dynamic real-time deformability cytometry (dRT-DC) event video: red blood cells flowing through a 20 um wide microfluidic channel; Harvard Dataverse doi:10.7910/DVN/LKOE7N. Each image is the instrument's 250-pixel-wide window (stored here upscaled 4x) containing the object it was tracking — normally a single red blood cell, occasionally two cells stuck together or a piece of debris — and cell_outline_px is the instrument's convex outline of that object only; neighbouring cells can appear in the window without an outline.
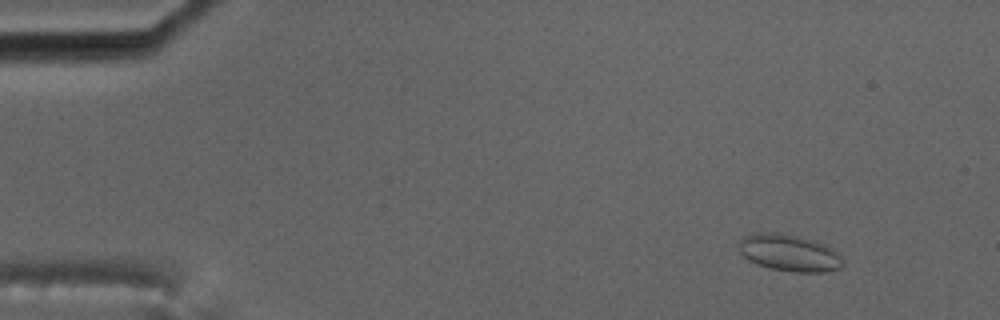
{"species": "common noctule bat (a hibernating species)", "species_latin": "Nyctalus noctula", "temperature_condition": "cold", "stored_images_in_passage": 4, "camera_frame_rate_fps": 3000, "um_per_image_px": 0.085, "animal": {"sex": "male", "body_mass_g": 17.5, "forearm_length_mm": 52.3}, "frame": {"image": 1, "passage_image": 1, "time_ms": 0.0, "image_size_px": [1000, 320], "cell_outline_px": [[844, 264], [840, 268], [824, 272], [792, 272], [768, 268], [756, 264], [748, 260], [740, 252], [736, 240], [744, 236], [756, 232], [780, 232], [812, 240], [824, 244], [836, 252], [844, 260]], "centroid_in_image_um": [67.03, 21.49], "position_along_channel_um": 18.0, "area_um2": 22.6}}